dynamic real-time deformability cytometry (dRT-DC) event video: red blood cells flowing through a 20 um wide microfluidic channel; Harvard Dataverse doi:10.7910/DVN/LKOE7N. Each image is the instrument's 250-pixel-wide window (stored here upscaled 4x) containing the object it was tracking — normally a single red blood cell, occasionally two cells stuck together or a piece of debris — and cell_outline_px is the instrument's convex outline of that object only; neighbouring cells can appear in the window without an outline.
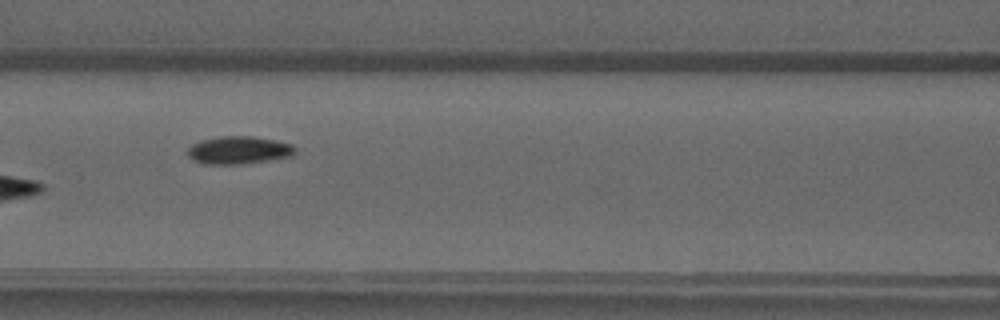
{"species": "common noctule bat (a hibernating species)", "species_latin": "Nyctalus noctula", "temperature_condition": "warm", "stored_images_in_passage": 4, "camera_frame_rate_fps": 3000, "um_per_image_px": 0.085, "animal": {"sex": "male", "forearm_length_mm": 52.5}, "frame": {"image": 1, "passage_image": 4, "time_ms": 4.333, "image_size_px": [1000, 320], "cell_outline_px": [[296, 152], [292, 156], [244, 164], [204, 164], [192, 160], [188, 156], [188, 148], [192, 144], [200, 140], [220, 136], [252, 136], [276, 140], [292, 144], [296, 148]], "centroid_in_image_um": [20.29, 12.76], "position_along_channel_um": 146.3, "area_um2": 17.57}}